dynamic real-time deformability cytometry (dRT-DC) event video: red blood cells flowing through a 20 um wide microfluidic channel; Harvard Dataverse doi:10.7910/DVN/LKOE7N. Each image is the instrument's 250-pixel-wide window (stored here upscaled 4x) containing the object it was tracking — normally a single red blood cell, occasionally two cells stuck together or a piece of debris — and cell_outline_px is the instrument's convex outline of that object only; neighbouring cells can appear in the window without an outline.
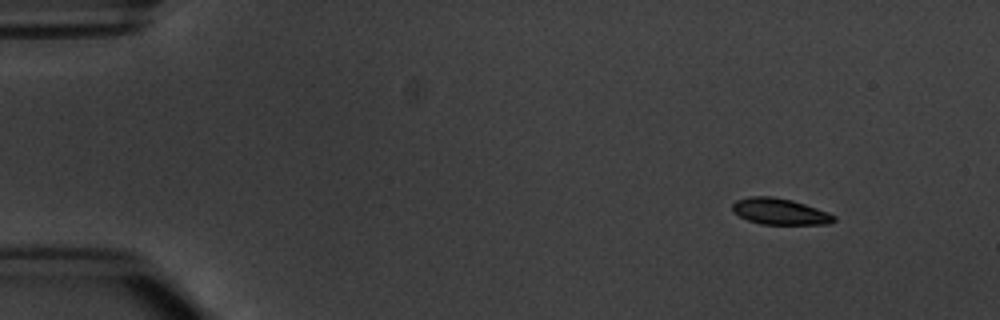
{"species": "common noctule bat (a hibernating species)", "species_latin": "Nyctalus noctula", "temperature_condition": "warm", "stored_images_in_passage": 4, "camera_frame_rate_fps": 3000, "um_per_image_px": 0.085, "animal": {"sex": "male", "body_mass_g": 20.1, "forearm_length_mm": 53.5}, "frame": {"image": 1, "passage_image": 1, "time_ms": 0.0, "image_size_px": [1000, 320], "cell_outline_px": [[836, 220], [828, 224], [760, 224], [748, 220], [732, 212], [732, 204], [736, 200], [752, 196], [772, 196], [792, 200], [828, 212], [836, 216]], "centroid_in_image_um": [66.27, 17.98], "position_along_channel_um": 18.7, "area_um2": 15.49}}